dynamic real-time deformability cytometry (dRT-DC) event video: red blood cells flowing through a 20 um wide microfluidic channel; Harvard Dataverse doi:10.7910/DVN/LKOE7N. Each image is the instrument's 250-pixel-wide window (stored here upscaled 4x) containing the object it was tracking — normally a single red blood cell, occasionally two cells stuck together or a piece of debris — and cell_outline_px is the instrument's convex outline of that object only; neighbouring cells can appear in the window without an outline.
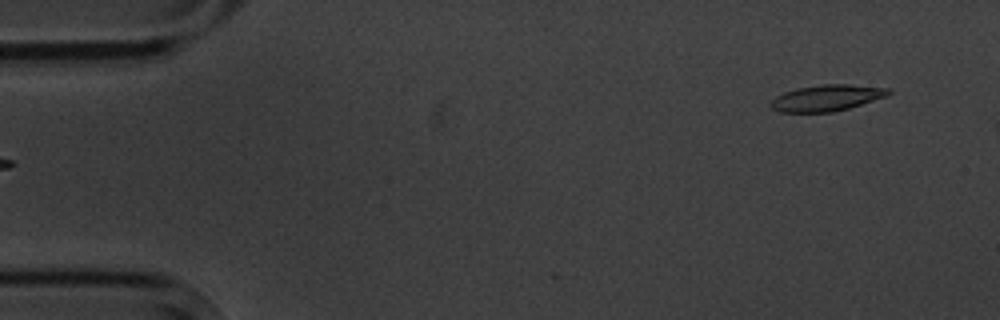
{"species": "common noctule bat (a hibernating species)", "species_latin": "Nyctalus noctula", "temperature_condition": "cold", "stored_images_in_passage": 3, "camera_frame_rate_fps": 3000, "um_per_image_px": 0.085, "animal": {"sex": "male", "body_mass_g": 20.1, "forearm_length_mm": 53.5}, "frame": {"image": 1, "passage_image": 1, "time_ms": 0.0, "image_size_px": [1000, 320], "cell_outline_px": [[892, 92], [888, 96], [848, 108], [832, 112], [780, 112], [772, 108], [768, 104], [776, 96], [784, 92], [796, 88], [820, 84], [848, 84], [892, 88]], "centroid_in_image_um": [70.29, 8.31], "position_along_channel_um": 14.7, "area_um2": 18.15}}